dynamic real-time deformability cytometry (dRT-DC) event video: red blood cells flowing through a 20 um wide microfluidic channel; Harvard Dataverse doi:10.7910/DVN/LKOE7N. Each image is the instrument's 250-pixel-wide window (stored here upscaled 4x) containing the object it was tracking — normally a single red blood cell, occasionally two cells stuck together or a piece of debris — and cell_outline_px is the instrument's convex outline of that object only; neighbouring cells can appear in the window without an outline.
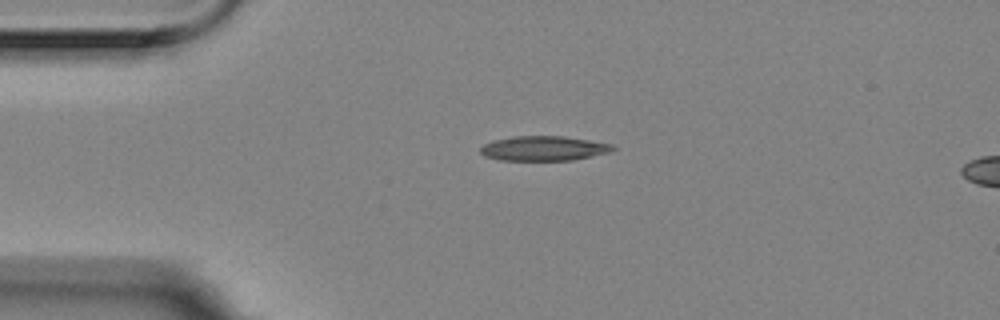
{"species": "Egyptian fruit bat (a non-hibernating species)", "species_latin": "Rousettus aegyptiacus", "temperature_condition": "room temperature", "stored_images_in_passage": 3, "segment_of_instrument_passage": [1, 2], "camera_frame_rate_fps": 3000, "um_per_image_px": 0.085, "animal": {"sex": "female"}, "frame": {"image": 1, "passage_image": 1, "time_ms": 0.0, "image_size_px": [1000, 320], "cell_outline_px": [[616, 148], [612, 152], [572, 160], [500, 160], [484, 156], [480, 152], [480, 148], [484, 144], [496, 140], [512, 136], [564, 136], [612, 144]], "centroid_in_image_um": [46.23, 12.61], "position_along_channel_um": 38.8, "area_um2": 19.02}}